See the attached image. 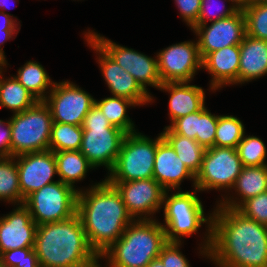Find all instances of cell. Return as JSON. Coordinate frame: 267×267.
<instances>
[{
	"mask_svg": "<svg viewBox=\"0 0 267 267\" xmlns=\"http://www.w3.org/2000/svg\"><path fill=\"white\" fill-rule=\"evenodd\" d=\"M217 207L208 257L219 267H267V226L235 208Z\"/></svg>",
	"mask_w": 267,
	"mask_h": 267,
	"instance_id": "6da1fadb",
	"label": "cell"
},
{
	"mask_svg": "<svg viewBox=\"0 0 267 267\" xmlns=\"http://www.w3.org/2000/svg\"><path fill=\"white\" fill-rule=\"evenodd\" d=\"M76 214L90 247L98 256L114 244L134 220L120 192L106 179L89 191H78Z\"/></svg>",
	"mask_w": 267,
	"mask_h": 267,
	"instance_id": "7a4b0ae2",
	"label": "cell"
},
{
	"mask_svg": "<svg viewBox=\"0 0 267 267\" xmlns=\"http://www.w3.org/2000/svg\"><path fill=\"white\" fill-rule=\"evenodd\" d=\"M34 250L40 267H100L77 214L37 225Z\"/></svg>",
	"mask_w": 267,
	"mask_h": 267,
	"instance_id": "3957f363",
	"label": "cell"
},
{
	"mask_svg": "<svg viewBox=\"0 0 267 267\" xmlns=\"http://www.w3.org/2000/svg\"><path fill=\"white\" fill-rule=\"evenodd\" d=\"M167 243L162 224L152 218L133 220L99 257H107L110 267H147Z\"/></svg>",
	"mask_w": 267,
	"mask_h": 267,
	"instance_id": "277c9868",
	"label": "cell"
},
{
	"mask_svg": "<svg viewBox=\"0 0 267 267\" xmlns=\"http://www.w3.org/2000/svg\"><path fill=\"white\" fill-rule=\"evenodd\" d=\"M83 139L79 151L95 168L113 169L126 133L112 126L99 107L94 104L83 122Z\"/></svg>",
	"mask_w": 267,
	"mask_h": 267,
	"instance_id": "5b68a950",
	"label": "cell"
},
{
	"mask_svg": "<svg viewBox=\"0 0 267 267\" xmlns=\"http://www.w3.org/2000/svg\"><path fill=\"white\" fill-rule=\"evenodd\" d=\"M192 193L176 192L171 196H167L165 191L162 205H164L165 226H163L166 234L167 242H181L179 237L191 236L197 232L203 223L208 224L207 241L203 246V254L208 256L211 247V221L212 216L205 218L204 209L201 201L196 196L197 188ZM209 221V222H208Z\"/></svg>",
	"mask_w": 267,
	"mask_h": 267,
	"instance_id": "8992f818",
	"label": "cell"
},
{
	"mask_svg": "<svg viewBox=\"0 0 267 267\" xmlns=\"http://www.w3.org/2000/svg\"><path fill=\"white\" fill-rule=\"evenodd\" d=\"M11 127V157L24 153L49 150L53 119L44 101L13 116Z\"/></svg>",
	"mask_w": 267,
	"mask_h": 267,
	"instance_id": "52a82bcc",
	"label": "cell"
},
{
	"mask_svg": "<svg viewBox=\"0 0 267 267\" xmlns=\"http://www.w3.org/2000/svg\"><path fill=\"white\" fill-rule=\"evenodd\" d=\"M162 134L155 140L141 133L126 134L120 152L107 181H135L153 178L157 144Z\"/></svg>",
	"mask_w": 267,
	"mask_h": 267,
	"instance_id": "ba28073f",
	"label": "cell"
},
{
	"mask_svg": "<svg viewBox=\"0 0 267 267\" xmlns=\"http://www.w3.org/2000/svg\"><path fill=\"white\" fill-rule=\"evenodd\" d=\"M78 190L60 180L28 195L23 205L37 225L70 219L77 211Z\"/></svg>",
	"mask_w": 267,
	"mask_h": 267,
	"instance_id": "9c48e42d",
	"label": "cell"
},
{
	"mask_svg": "<svg viewBox=\"0 0 267 267\" xmlns=\"http://www.w3.org/2000/svg\"><path fill=\"white\" fill-rule=\"evenodd\" d=\"M242 163L236 148H206L200 171L195 176L194 186L200 191L233 188Z\"/></svg>",
	"mask_w": 267,
	"mask_h": 267,
	"instance_id": "30bf717a",
	"label": "cell"
},
{
	"mask_svg": "<svg viewBox=\"0 0 267 267\" xmlns=\"http://www.w3.org/2000/svg\"><path fill=\"white\" fill-rule=\"evenodd\" d=\"M50 91L43 101L50 109L53 122L82 126L95 99L69 81L54 82Z\"/></svg>",
	"mask_w": 267,
	"mask_h": 267,
	"instance_id": "8fae6325",
	"label": "cell"
},
{
	"mask_svg": "<svg viewBox=\"0 0 267 267\" xmlns=\"http://www.w3.org/2000/svg\"><path fill=\"white\" fill-rule=\"evenodd\" d=\"M117 64L131 74L141 87L146 85L159 88L162 81L158 72L157 59L148 57L133 49L117 45L94 32L87 33Z\"/></svg>",
	"mask_w": 267,
	"mask_h": 267,
	"instance_id": "7c38bea8",
	"label": "cell"
},
{
	"mask_svg": "<svg viewBox=\"0 0 267 267\" xmlns=\"http://www.w3.org/2000/svg\"><path fill=\"white\" fill-rule=\"evenodd\" d=\"M157 64L162 83L191 81L196 70L202 69L198 42L185 41L163 49Z\"/></svg>",
	"mask_w": 267,
	"mask_h": 267,
	"instance_id": "4fadbf2b",
	"label": "cell"
},
{
	"mask_svg": "<svg viewBox=\"0 0 267 267\" xmlns=\"http://www.w3.org/2000/svg\"><path fill=\"white\" fill-rule=\"evenodd\" d=\"M194 25L191 29L199 36L198 47L202 60L211 52L237 45L246 36V22L242 10L230 17L212 21L209 27Z\"/></svg>",
	"mask_w": 267,
	"mask_h": 267,
	"instance_id": "5bb4252c",
	"label": "cell"
},
{
	"mask_svg": "<svg viewBox=\"0 0 267 267\" xmlns=\"http://www.w3.org/2000/svg\"><path fill=\"white\" fill-rule=\"evenodd\" d=\"M108 182L120 192L123 203L134 220L144 213V217L140 219H150L146 218V214L151 215L161 209L166 190L154 178Z\"/></svg>",
	"mask_w": 267,
	"mask_h": 267,
	"instance_id": "9a60e30c",
	"label": "cell"
},
{
	"mask_svg": "<svg viewBox=\"0 0 267 267\" xmlns=\"http://www.w3.org/2000/svg\"><path fill=\"white\" fill-rule=\"evenodd\" d=\"M17 160L19 187L22 204L25 198L43 186L53 183L57 174L54 152L51 150L24 153L14 156Z\"/></svg>",
	"mask_w": 267,
	"mask_h": 267,
	"instance_id": "2e32d148",
	"label": "cell"
},
{
	"mask_svg": "<svg viewBox=\"0 0 267 267\" xmlns=\"http://www.w3.org/2000/svg\"><path fill=\"white\" fill-rule=\"evenodd\" d=\"M85 36L88 44L101 56L98 58L100 68L113 96L128 98L137 106L153 100L131 74L117 64L87 33Z\"/></svg>",
	"mask_w": 267,
	"mask_h": 267,
	"instance_id": "e0dca14e",
	"label": "cell"
},
{
	"mask_svg": "<svg viewBox=\"0 0 267 267\" xmlns=\"http://www.w3.org/2000/svg\"><path fill=\"white\" fill-rule=\"evenodd\" d=\"M36 230L37 224L23 204L5 217H1L0 255L12 249L34 248Z\"/></svg>",
	"mask_w": 267,
	"mask_h": 267,
	"instance_id": "ac0fdd59",
	"label": "cell"
},
{
	"mask_svg": "<svg viewBox=\"0 0 267 267\" xmlns=\"http://www.w3.org/2000/svg\"><path fill=\"white\" fill-rule=\"evenodd\" d=\"M153 178L167 191L180 188L183 179L195 175L182 163L174 149L163 138L158 144L155 154Z\"/></svg>",
	"mask_w": 267,
	"mask_h": 267,
	"instance_id": "d6986e66",
	"label": "cell"
},
{
	"mask_svg": "<svg viewBox=\"0 0 267 267\" xmlns=\"http://www.w3.org/2000/svg\"><path fill=\"white\" fill-rule=\"evenodd\" d=\"M239 64L240 44L209 53L202 60V68H205L213 76L211 89L216 90L223 85L237 84Z\"/></svg>",
	"mask_w": 267,
	"mask_h": 267,
	"instance_id": "ffe728a7",
	"label": "cell"
},
{
	"mask_svg": "<svg viewBox=\"0 0 267 267\" xmlns=\"http://www.w3.org/2000/svg\"><path fill=\"white\" fill-rule=\"evenodd\" d=\"M189 82L162 83L158 89L171 94L169 111L171 124L178 118L201 110L205 105V93L201 87L188 85Z\"/></svg>",
	"mask_w": 267,
	"mask_h": 267,
	"instance_id": "44dd1931",
	"label": "cell"
},
{
	"mask_svg": "<svg viewBox=\"0 0 267 267\" xmlns=\"http://www.w3.org/2000/svg\"><path fill=\"white\" fill-rule=\"evenodd\" d=\"M267 74V41L246 35L240 43L238 83Z\"/></svg>",
	"mask_w": 267,
	"mask_h": 267,
	"instance_id": "7402d4cb",
	"label": "cell"
},
{
	"mask_svg": "<svg viewBox=\"0 0 267 267\" xmlns=\"http://www.w3.org/2000/svg\"><path fill=\"white\" fill-rule=\"evenodd\" d=\"M238 192L241 201L226 199L219 204L220 207L237 209L244 201L267 191V165L243 166L233 186Z\"/></svg>",
	"mask_w": 267,
	"mask_h": 267,
	"instance_id": "603a6c76",
	"label": "cell"
},
{
	"mask_svg": "<svg viewBox=\"0 0 267 267\" xmlns=\"http://www.w3.org/2000/svg\"><path fill=\"white\" fill-rule=\"evenodd\" d=\"M163 138L174 149L182 163L196 176L202 166L205 148L196 140L175 134L169 127L164 128Z\"/></svg>",
	"mask_w": 267,
	"mask_h": 267,
	"instance_id": "cb8c5ba5",
	"label": "cell"
},
{
	"mask_svg": "<svg viewBox=\"0 0 267 267\" xmlns=\"http://www.w3.org/2000/svg\"><path fill=\"white\" fill-rule=\"evenodd\" d=\"M0 67V107H5L14 112L21 113L32 106L39 100L29 92L15 77L2 78Z\"/></svg>",
	"mask_w": 267,
	"mask_h": 267,
	"instance_id": "d4e9b609",
	"label": "cell"
},
{
	"mask_svg": "<svg viewBox=\"0 0 267 267\" xmlns=\"http://www.w3.org/2000/svg\"><path fill=\"white\" fill-rule=\"evenodd\" d=\"M54 155L59 180L73 188L75 181L85 178L89 168H94L79 150L54 152Z\"/></svg>",
	"mask_w": 267,
	"mask_h": 267,
	"instance_id": "484cf974",
	"label": "cell"
},
{
	"mask_svg": "<svg viewBox=\"0 0 267 267\" xmlns=\"http://www.w3.org/2000/svg\"><path fill=\"white\" fill-rule=\"evenodd\" d=\"M95 104L99 107L112 126L117 127L126 134L134 133L136 131L134 124L131 122L128 115H126L127 107L137 105L132 100L113 96L104 98L101 101L95 100Z\"/></svg>",
	"mask_w": 267,
	"mask_h": 267,
	"instance_id": "4316f807",
	"label": "cell"
},
{
	"mask_svg": "<svg viewBox=\"0 0 267 267\" xmlns=\"http://www.w3.org/2000/svg\"><path fill=\"white\" fill-rule=\"evenodd\" d=\"M14 77L39 101L46 98L45 91L54 85L43 66L35 61L27 62Z\"/></svg>",
	"mask_w": 267,
	"mask_h": 267,
	"instance_id": "83f0119b",
	"label": "cell"
},
{
	"mask_svg": "<svg viewBox=\"0 0 267 267\" xmlns=\"http://www.w3.org/2000/svg\"><path fill=\"white\" fill-rule=\"evenodd\" d=\"M82 139V126L53 122L49 150L53 152L79 150Z\"/></svg>",
	"mask_w": 267,
	"mask_h": 267,
	"instance_id": "f1b7e54d",
	"label": "cell"
},
{
	"mask_svg": "<svg viewBox=\"0 0 267 267\" xmlns=\"http://www.w3.org/2000/svg\"><path fill=\"white\" fill-rule=\"evenodd\" d=\"M22 204L18 168L14 157H0V200Z\"/></svg>",
	"mask_w": 267,
	"mask_h": 267,
	"instance_id": "f546056e",
	"label": "cell"
},
{
	"mask_svg": "<svg viewBox=\"0 0 267 267\" xmlns=\"http://www.w3.org/2000/svg\"><path fill=\"white\" fill-rule=\"evenodd\" d=\"M244 134V125L237 117L231 115L218 116L215 135L216 147L237 148Z\"/></svg>",
	"mask_w": 267,
	"mask_h": 267,
	"instance_id": "4dcf8cb0",
	"label": "cell"
},
{
	"mask_svg": "<svg viewBox=\"0 0 267 267\" xmlns=\"http://www.w3.org/2000/svg\"><path fill=\"white\" fill-rule=\"evenodd\" d=\"M246 35L267 41V3H252L243 10Z\"/></svg>",
	"mask_w": 267,
	"mask_h": 267,
	"instance_id": "1f68e13d",
	"label": "cell"
},
{
	"mask_svg": "<svg viewBox=\"0 0 267 267\" xmlns=\"http://www.w3.org/2000/svg\"><path fill=\"white\" fill-rule=\"evenodd\" d=\"M237 152L241 160L242 166H261L267 165L265 162L266 158V147L264 142L256 136H244L238 143Z\"/></svg>",
	"mask_w": 267,
	"mask_h": 267,
	"instance_id": "d6a6232c",
	"label": "cell"
},
{
	"mask_svg": "<svg viewBox=\"0 0 267 267\" xmlns=\"http://www.w3.org/2000/svg\"><path fill=\"white\" fill-rule=\"evenodd\" d=\"M0 257L5 267H40L34 248L8 250Z\"/></svg>",
	"mask_w": 267,
	"mask_h": 267,
	"instance_id": "836d02e7",
	"label": "cell"
},
{
	"mask_svg": "<svg viewBox=\"0 0 267 267\" xmlns=\"http://www.w3.org/2000/svg\"><path fill=\"white\" fill-rule=\"evenodd\" d=\"M237 210L259 224L267 226V191L244 201Z\"/></svg>",
	"mask_w": 267,
	"mask_h": 267,
	"instance_id": "e575fe53",
	"label": "cell"
},
{
	"mask_svg": "<svg viewBox=\"0 0 267 267\" xmlns=\"http://www.w3.org/2000/svg\"><path fill=\"white\" fill-rule=\"evenodd\" d=\"M218 115H212L204 106L199 110V144L205 149L215 146Z\"/></svg>",
	"mask_w": 267,
	"mask_h": 267,
	"instance_id": "d590c367",
	"label": "cell"
},
{
	"mask_svg": "<svg viewBox=\"0 0 267 267\" xmlns=\"http://www.w3.org/2000/svg\"><path fill=\"white\" fill-rule=\"evenodd\" d=\"M167 127L175 134L196 140L199 143V111L178 118Z\"/></svg>",
	"mask_w": 267,
	"mask_h": 267,
	"instance_id": "8d00e7d4",
	"label": "cell"
},
{
	"mask_svg": "<svg viewBox=\"0 0 267 267\" xmlns=\"http://www.w3.org/2000/svg\"><path fill=\"white\" fill-rule=\"evenodd\" d=\"M181 242H168L161 250L158 258L164 267H190L189 262L180 252Z\"/></svg>",
	"mask_w": 267,
	"mask_h": 267,
	"instance_id": "74e56055",
	"label": "cell"
},
{
	"mask_svg": "<svg viewBox=\"0 0 267 267\" xmlns=\"http://www.w3.org/2000/svg\"><path fill=\"white\" fill-rule=\"evenodd\" d=\"M182 18L191 28L197 23L201 0H175Z\"/></svg>",
	"mask_w": 267,
	"mask_h": 267,
	"instance_id": "f35d334b",
	"label": "cell"
},
{
	"mask_svg": "<svg viewBox=\"0 0 267 267\" xmlns=\"http://www.w3.org/2000/svg\"><path fill=\"white\" fill-rule=\"evenodd\" d=\"M210 3V4H209ZM211 0H201V6H200V14L197 20V23L195 25H203V24H207V20L209 19L210 22L212 21H217L219 19H224L227 17L232 16L233 14H235L238 9H236L233 5L228 8L225 9L224 11L220 12L219 14L217 13L216 15H214L213 18H210V12H208L209 10L206 7H210L211 4ZM223 7H225V5H223ZM209 15V16H208ZM207 19V20H206Z\"/></svg>",
	"mask_w": 267,
	"mask_h": 267,
	"instance_id": "ab89813d",
	"label": "cell"
},
{
	"mask_svg": "<svg viewBox=\"0 0 267 267\" xmlns=\"http://www.w3.org/2000/svg\"><path fill=\"white\" fill-rule=\"evenodd\" d=\"M0 18H2L3 20L2 23L0 22V36L4 37L0 38V44H3L4 40H9L10 38H12V35L15 34L16 30H18V23L16 24V20L13 19L11 14L5 13L3 11H0ZM0 58L5 62L6 65L7 63L2 48H0Z\"/></svg>",
	"mask_w": 267,
	"mask_h": 267,
	"instance_id": "60d3db41",
	"label": "cell"
},
{
	"mask_svg": "<svg viewBox=\"0 0 267 267\" xmlns=\"http://www.w3.org/2000/svg\"><path fill=\"white\" fill-rule=\"evenodd\" d=\"M6 123V124H5ZM5 126V129H3ZM2 127V128H1ZM0 157H11V127L10 122L0 120Z\"/></svg>",
	"mask_w": 267,
	"mask_h": 267,
	"instance_id": "b9f144b4",
	"label": "cell"
},
{
	"mask_svg": "<svg viewBox=\"0 0 267 267\" xmlns=\"http://www.w3.org/2000/svg\"><path fill=\"white\" fill-rule=\"evenodd\" d=\"M232 3L234 2V7L238 10H244L248 4L251 2V0H229Z\"/></svg>",
	"mask_w": 267,
	"mask_h": 267,
	"instance_id": "7bdbcfd3",
	"label": "cell"
},
{
	"mask_svg": "<svg viewBox=\"0 0 267 267\" xmlns=\"http://www.w3.org/2000/svg\"><path fill=\"white\" fill-rule=\"evenodd\" d=\"M147 267H164L159 258L152 260Z\"/></svg>",
	"mask_w": 267,
	"mask_h": 267,
	"instance_id": "ee69618b",
	"label": "cell"
},
{
	"mask_svg": "<svg viewBox=\"0 0 267 267\" xmlns=\"http://www.w3.org/2000/svg\"><path fill=\"white\" fill-rule=\"evenodd\" d=\"M7 0H0V8H2L3 10H4V8H5V10L7 9V7H8V1L6 2Z\"/></svg>",
	"mask_w": 267,
	"mask_h": 267,
	"instance_id": "f6af8a7d",
	"label": "cell"
},
{
	"mask_svg": "<svg viewBox=\"0 0 267 267\" xmlns=\"http://www.w3.org/2000/svg\"><path fill=\"white\" fill-rule=\"evenodd\" d=\"M252 3H267V0H251Z\"/></svg>",
	"mask_w": 267,
	"mask_h": 267,
	"instance_id": "bcb514c9",
	"label": "cell"
},
{
	"mask_svg": "<svg viewBox=\"0 0 267 267\" xmlns=\"http://www.w3.org/2000/svg\"><path fill=\"white\" fill-rule=\"evenodd\" d=\"M5 66V62L0 58V67Z\"/></svg>",
	"mask_w": 267,
	"mask_h": 267,
	"instance_id": "7dc6e473",
	"label": "cell"
},
{
	"mask_svg": "<svg viewBox=\"0 0 267 267\" xmlns=\"http://www.w3.org/2000/svg\"><path fill=\"white\" fill-rule=\"evenodd\" d=\"M0 267H5V265H4L3 262H2L1 257H0Z\"/></svg>",
	"mask_w": 267,
	"mask_h": 267,
	"instance_id": "c3c4849f",
	"label": "cell"
}]
</instances>
